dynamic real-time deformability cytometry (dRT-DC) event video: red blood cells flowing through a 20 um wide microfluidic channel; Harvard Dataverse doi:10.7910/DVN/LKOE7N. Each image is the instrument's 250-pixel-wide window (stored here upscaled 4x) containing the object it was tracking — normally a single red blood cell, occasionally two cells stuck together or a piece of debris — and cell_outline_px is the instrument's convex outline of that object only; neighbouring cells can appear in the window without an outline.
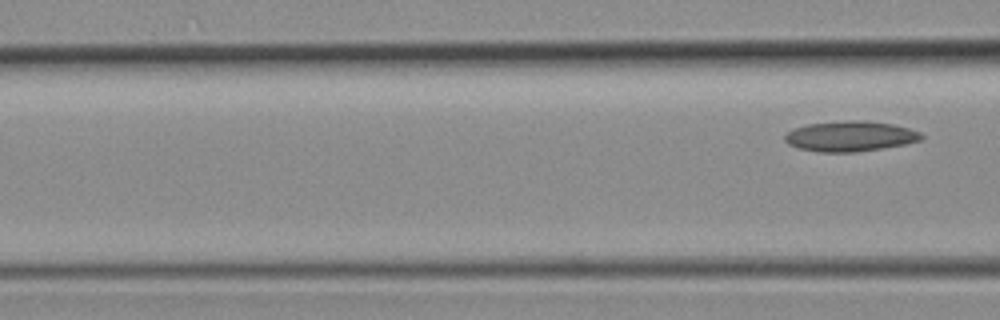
{"species": "common noctule bat (a hibernating species)", "species_latin": "Nyctalus noctula", "temperature_condition": "room temperature", "stored_images_in_passage": 5, "segment_of_instrument_passage": [2, 2], "camera_frame_rate_fps": 3000, "um_per_image_px": 0.085, "animal": {"sex": "female", "body_mass_g": 19.3, "forearm_length_mm": 54.1}, "frame": {"image": 1, "passage_image": 5, "time_ms": 1.333, "image_size_px": [1000, 320], "cell_outline_px": [[924, 140], [884, 148], [856, 152], [816, 152], [800, 148], [788, 144], [784, 140], [784, 136], [788, 132], [796, 128], [808, 124], [844, 120], [864, 120], [892, 124], [908, 128], [920, 132], [924, 136]], "centroid_in_image_um": [72.29, 11.58], "position_along_channel_um": 94.3, "area_um2": 24.22}}